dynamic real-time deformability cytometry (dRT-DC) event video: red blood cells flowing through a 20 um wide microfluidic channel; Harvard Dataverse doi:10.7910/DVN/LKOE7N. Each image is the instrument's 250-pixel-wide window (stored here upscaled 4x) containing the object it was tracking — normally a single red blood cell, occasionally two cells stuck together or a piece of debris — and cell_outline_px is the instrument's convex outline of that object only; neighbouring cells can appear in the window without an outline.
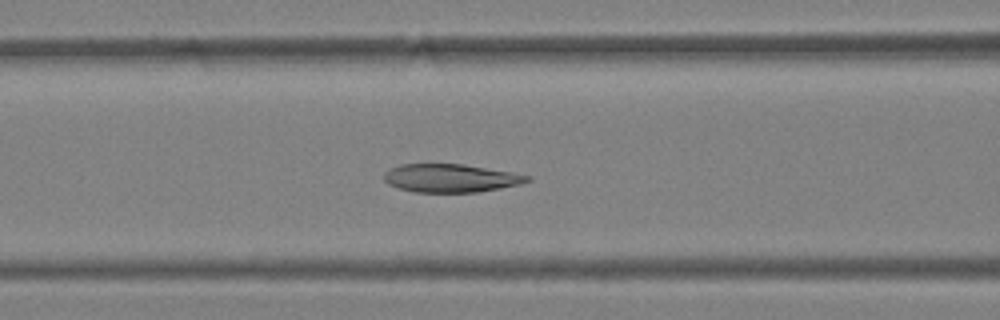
{"species": "Egyptian fruit bat (a non-hibernating species)", "species_latin": "Rousettus aegyptiacus", "temperature_condition": "warm", "stored_images_in_passage": 40, "camera_frame_rate_fps": 3000, "um_per_image_px": 0.085, "animal": {"sex": "female"}, "frame": {"image": 1, "passage_image": 17, "time_ms": 5.333, "image_size_px": [1000, 320], "cell_outline_px": [[532, 180], [520, 184], [500, 188], [476, 192], [416, 192], [400, 188], [388, 184], [384, 180], [384, 172], [388, 168], [400, 164], [460, 164], [532, 176]], "centroid_in_image_um": [38.27, 15.14], "position_along_channel_um": 128.3, "area_um2": 23.35}}
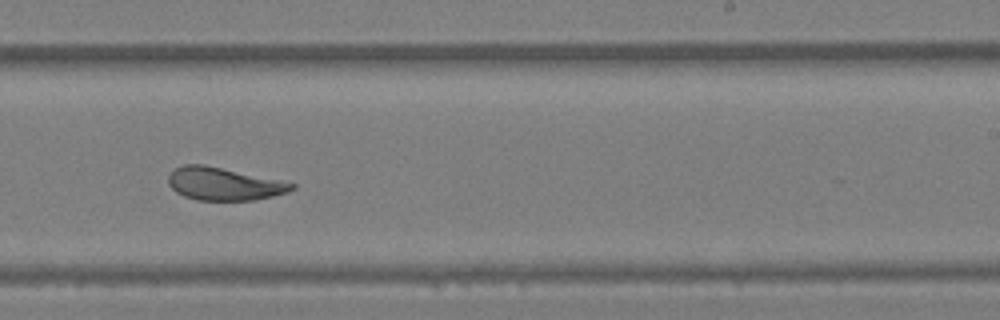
{"frame": {"image": 2, "passage_image": 27, "time_ms": 8.667, "image_size_px": [1000, 320], "cell_outline_px": [[296, 188], [288, 192], [256, 200], [196, 200], [184, 196], [176, 192], [168, 184], [168, 176], [176, 168], [184, 164], [204, 164], [296, 184]], "centroid_in_image_um": [19.01, 15.64], "position_along_channel_um": 270.0, "area_um2": 23.35}}
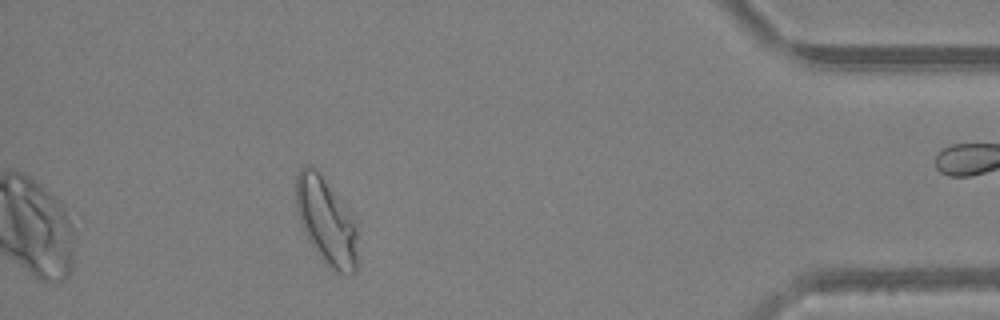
{"frame": {"image": 3, "passage_image": 40, "time_ms": 13.0, "image_size_px": [1000, 320], "cell_outline_px": [[356, 272], [352, 276], [344, 276], [332, 272], [328, 268], [308, 240], [300, 224], [296, 208], [296, 176], [300, 168], [308, 164], [312, 164], [320, 172], [352, 216], [356, 228]], "centroid_in_image_um": [27.71, 18.84], "position_along_channel_um": 407.5, "area_um2": 31.5}, "authors_computed_cell_mechanics": {"area_um2": 26.8481, "velocity_mm_per_s": 4.265, "shape_relaxation_time_tau1_ms": 6.5599, "shape_relaxation_time_tau2_ms": 2.1582, "deformation_change_tau1": 0.189, "deformation_change_tau2": 0.0732}}